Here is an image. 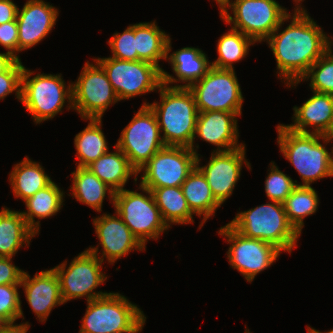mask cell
Masks as SVG:
<instances>
[{
	"label": "cell",
	"mask_w": 333,
	"mask_h": 333,
	"mask_svg": "<svg viewBox=\"0 0 333 333\" xmlns=\"http://www.w3.org/2000/svg\"><path fill=\"white\" fill-rule=\"evenodd\" d=\"M293 12L288 13L265 40L275 57L277 76L283 79L284 84L300 81L309 68L333 46V40L305 8H294ZM289 19L290 24L281 32L282 24L287 20L289 22Z\"/></svg>",
	"instance_id": "cell-1"
},
{
	"label": "cell",
	"mask_w": 333,
	"mask_h": 333,
	"mask_svg": "<svg viewBox=\"0 0 333 333\" xmlns=\"http://www.w3.org/2000/svg\"><path fill=\"white\" fill-rule=\"evenodd\" d=\"M276 129L280 152L300 174L303 182L300 186H311L318 179L333 177V147L331 152L326 147L333 137L296 132L285 124H279Z\"/></svg>",
	"instance_id": "cell-2"
},
{
	"label": "cell",
	"mask_w": 333,
	"mask_h": 333,
	"mask_svg": "<svg viewBox=\"0 0 333 333\" xmlns=\"http://www.w3.org/2000/svg\"><path fill=\"white\" fill-rule=\"evenodd\" d=\"M160 102L147 103L155 113L162 140L166 146L191 147L199 111L192 92L185 87L162 85L159 90Z\"/></svg>",
	"instance_id": "cell-3"
},
{
	"label": "cell",
	"mask_w": 333,
	"mask_h": 333,
	"mask_svg": "<svg viewBox=\"0 0 333 333\" xmlns=\"http://www.w3.org/2000/svg\"><path fill=\"white\" fill-rule=\"evenodd\" d=\"M228 224L244 237L272 244L281 252L291 253L301 236L289 223L283 204L275 201L239 212Z\"/></svg>",
	"instance_id": "cell-4"
},
{
	"label": "cell",
	"mask_w": 333,
	"mask_h": 333,
	"mask_svg": "<svg viewBox=\"0 0 333 333\" xmlns=\"http://www.w3.org/2000/svg\"><path fill=\"white\" fill-rule=\"evenodd\" d=\"M146 317L137 305L120 293L87 301L79 333H140Z\"/></svg>",
	"instance_id": "cell-5"
},
{
	"label": "cell",
	"mask_w": 333,
	"mask_h": 333,
	"mask_svg": "<svg viewBox=\"0 0 333 333\" xmlns=\"http://www.w3.org/2000/svg\"><path fill=\"white\" fill-rule=\"evenodd\" d=\"M35 73L24 66L22 73L21 102L31 114L35 124L54 118L62 113V108L68 102L72 107V83L68 86L60 74ZM66 100V101H65Z\"/></svg>",
	"instance_id": "cell-6"
},
{
	"label": "cell",
	"mask_w": 333,
	"mask_h": 333,
	"mask_svg": "<svg viewBox=\"0 0 333 333\" xmlns=\"http://www.w3.org/2000/svg\"><path fill=\"white\" fill-rule=\"evenodd\" d=\"M287 11L276 0H229L219 12L226 24L261 43L279 26Z\"/></svg>",
	"instance_id": "cell-7"
},
{
	"label": "cell",
	"mask_w": 333,
	"mask_h": 333,
	"mask_svg": "<svg viewBox=\"0 0 333 333\" xmlns=\"http://www.w3.org/2000/svg\"><path fill=\"white\" fill-rule=\"evenodd\" d=\"M138 189L142 190V193L126 188L115 192L113 207L132 234L146 248L148 240H158L161 233L169 227L162 219L152 191L140 185Z\"/></svg>",
	"instance_id": "cell-8"
},
{
	"label": "cell",
	"mask_w": 333,
	"mask_h": 333,
	"mask_svg": "<svg viewBox=\"0 0 333 333\" xmlns=\"http://www.w3.org/2000/svg\"><path fill=\"white\" fill-rule=\"evenodd\" d=\"M199 112L222 111L242 115L243 95L235 70L211 66L206 75L191 84Z\"/></svg>",
	"instance_id": "cell-9"
},
{
	"label": "cell",
	"mask_w": 333,
	"mask_h": 333,
	"mask_svg": "<svg viewBox=\"0 0 333 333\" xmlns=\"http://www.w3.org/2000/svg\"><path fill=\"white\" fill-rule=\"evenodd\" d=\"M105 71L119 101L159 90L162 70L145 61H124L112 57L93 58Z\"/></svg>",
	"instance_id": "cell-10"
},
{
	"label": "cell",
	"mask_w": 333,
	"mask_h": 333,
	"mask_svg": "<svg viewBox=\"0 0 333 333\" xmlns=\"http://www.w3.org/2000/svg\"><path fill=\"white\" fill-rule=\"evenodd\" d=\"M102 261L87 249L79 253L78 256L67 266V261L53 267L59 283L61 297L64 303L73 299L86 298L91 301L105 296L108 292L94 291L103 284L107 277L101 270Z\"/></svg>",
	"instance_id": "cell-11"
},
{
	"label": "cell",
	"mask_w": 333,
	"mask_h": 333,
	"mask_svg": "<svg viewBox=\"0 0 333 333\" xmlns=\"http://www.w3.org/2000/svg\"><path fill=\"white\" fill-rule=\"evenodd\" d=\"M85 62L72 82V107L81 119H102L109 106L119 101L105 71L95 61Z\"/></svg>",
	"instance_id": "cell-12"
},
{
	"label": "cell",
	"mask_w": 333,
	"mask_h": 333,
	"mask_svg": "<svg viewBox=\"0 0 333 333\" xmlns=\"http://www.w3.org/2000/svg\"><path fill=\"white\" fill-rule=\"evenodd\" d=\"M161 136L155 113L149 106H141L129 124L123 128L116 146L138 172L166 146Z\"/></svg>",
	"instance_id": "cell-13"
},
{
	"label": "cell",
	"mask_w": 333,
	"mask_h": 333,
	"mask_svg": "<svg viewBox=\"0 0 333 333\" xmlns=\"http://www.w3.org/2000/svg\"><path fill=\"white\" fill-rule=\"evenodd\" d=\"M197 155L189 147L165 146L139 171L144 188L181 187L196 167ZM142 172V173H140Z\"/></svg>",
	"instance_id": "cell-14"
},
{
	"label": "cell",
	"mask_w": 333,
	"mask_h": 333,
	"mask_svg": "<svg viewBox=\"0 0 333 333\" xmlns=\"http://www.w3.org/2000/svg\"><path fill=\"white\" fill-rule=\"evenodd\" d=\"M218 235L227 238L230 244L226 256L230 266L250 283L257 274L271 267L282 253L272 244L244 237L228 223L220 227Z\"/></svg>",
	"instance_id": "cell-15"
},
{
	"label": "cell",
	"mask_w": 333,
	"mask_h": 333,
	"mask_svg": "<svg viewBox=\"0 0 333 333\" xmlns=\"http://www.w3.org/2000/svg\"><path fill=\"white\" fill-rule=\"evenodd\" d=\"M246 145L227 152H211L208 163L200 166V154L196 166L207 179L215 200L222 205L232 194L241 176L242 165L251 171L250 162L246 160Z\"/></svg>",
	"instance_id": "cell-16"
},
{
	"label": "cell",
	"mask_w": 333,
	"mask_h": 333,
	"mask_svg": "<svg viewBox=\"0 0 333 333\" xmlns=\"http://www.w3.org/2000/svg\"><path fill=\"white\" fill-rule=\"evenodd\" d=\"M92 222L100 243L97 247L91 246L87 250L102 262L106 259L112 265L131 251H146L116 211L115 215L103 213L102 216L95 217ZM100 245L101 256L98 254Z\"/></svg>",
	"instance_id": "cell-17"
},
{
	"label": "cell",
	"mask_w": 333,
	"mask_h": 333,
	"mask_svg": "<svg viewBox=\"0 0 333 333\" xmlns=\"http://www.w3.org/2000/svg\"><path fill=\"white\" fill-rule=\"evenodd\" d=\"M58 8L44 0H27L18 8V53L41 42L56 25Z\"/></svg>",
	"instance_id": "cell-18"
},
{
	"label": "cell",
	"mask_w": 333,
	"mask_h": 333,
	"mask_svg": "<svg viewBox=\"0 0 333 333\" xmlns=\"http://www.w3.org/2000/svg\"><path fill=\"white\" fill-rule=\"evenodd\" d=\"M238 116L240 115L237 113L222 111L199 112L194 142L190 148L198 155L199 145H195L196 137L217 146L213 152H227L242 147L245 144L238 142L239 132L236 118Z\"/></svg>",
	"instance_id": "cell-19"
},
{
	"label": "cell",
	"mask_w": 333,
	"mask_h": 333,
	"mask_svg": "<svg viewBox=\"0 0 333 333\" xmlns=\"http://www.w3.org/2000/svg\"><path fill=\"white\" fill-rule=\"evenodd\" d=\"M20 285L28 305L41 323L47 320L53 308L64 304L59 278L53 268L40 271L33 278L24 271Z\"/></svg>",
	"instance_id": "cell-20"
},
{
	"label": "cell",
	"mask_w": 333,
	"mask_h": 333,
	"mask_svg": "<svg viewBox=\"0 0 333 333\" xmlns=\"http://www.w3.org/2000/svg\"><path fill=\"white\" fill-rule=\"evenodd\" d=\"M312 93V97L307 99L302 106L293 107L292 120L294 123L285 126L300 133L333 137V95L315 91Z\"/></svg>",
	"instance_id": "cell-21"
},
{
	"label": "cell",
	"mask_w": 333,
	"mask_h": 333,
	"mask_svg": "<svg viewBox=\"0 0 333 333\" xmlns=\"http://www.w3.org/2000/svg\"><path fill=\"white\" fill-rule=\"evenodd\" d=\"M171 38L167 42L166 61L171 64L174 76L170 75L164 69L162 70L163 84L170 87L188 88L191 84L204 77L211 67L207 55L199 48L183 47L177 51L171 52ZM170 54V55H169ZM178 78V79H177ZM181 82L184 85H174L173 83Z\"/></svg>",
	"instance_id": "cell-22"
},
{
	"label": "cell",
	"mask_w": 333,
	"mask_h": 333,
	"mask_svg": "<svg viewBox=\"0 0 333 333\" xmlns=\"http://www.w3.org/2000/svg\"><path fill=\"white\" fill-rule=\"evenodd\" d=\"M115 152H106L88 166L91 172L114 192L124 189L130 177L135 176L137 182L138 172L130 165L127 156L114 145Z\"/></svg>",
	"instance_id": "cell-23"
},
{
	"label": "cell",
	"mask_w": 333,
	"mask_h": 333,
	"mask_svg": "<svg viewBox=\"0 0 333 333\" xmlns=\"http://www.w3.org/2000/svg\"><path fill=\"white\" fill-rule=\"evenodd\" d=\"M37 234L27 225L21 211L2 207L0 210V257L16 255L20 248L29 247Z\"/></svg>",
	"instance_id": "cell-24"
},
{
	"label": "cell",
	"mask_w": 333,
	"mask_h": 333,
	"mask_svg": "<svg viewBox=\"0 0 333 333\" xmlns=\"http://www.w3.org/2000/svg\"><path fill=\"white\" fill-rule=\"evenodd\" d=\"M181 188L191 211L199 217L203 216L200 230L221 205L215 200L206 177L197 166L190 172Z\"/></svg>",
	"instance_id": "cell-25"
},
{
	"label": "cell",
	"mask_w": 333,
	"mask_h": 333,
	"mask_svg": "<svg viewBox=\"0 0 333 333\" xmlns=\"http://www.w3.org/2000/svg\"><path fill=\"white\" fill-rule=\"evenodd\" d=\"M71 177L73 179H71L70 189L72 197H75L76 201L89 206L98 213L102 211L106 194H109L110 203L114 204L115 192L94 175L88 167H76L75 171L71 173Z\"/></svg>",
	"instance_id": "cell-26"
},
{
	"label": "cell",
	"mask_w": 333,
	"mask_h": 333,
	"mask_svg": "<svg viewBox=\"0 0 333 333\" xmlns=\"http://www.w3.org/2000/svg\"><path fill=\"white\" fill-rule=\"evenodd\" d=\"M64 197V191L52 181L48 186L24 200L27 211H21V214L27 225L38 234L41 225L38 220L56 215L64 204ZM35 218L38 220L35 221Z\"/></svg>",
	"instance_id": "cell-27"
},
{
	"label": "cell",
	"mask_w": 333,
	"mask_h": 333,
	"mask_svg": "<svg viewBox=\"0 0 333 333\" xmlns=\"http://www.w3.org/2000/svg\"><path fill=\"white\" fill-rule=\"evenodd\" d=\"M8 178L15 198L23 201L53 181L39 162L27 156L14 165Z\"/></svg>",
	"instance_id": "cell-28"
},
{
	"label": "cell",
	"mask_w": 333,
	"mask_h": 333,
	"mask_svg": "<svg viewBox=\"0 0 333 333\" xmlns=\"http://www.w3.org/2000/svg\"><path fill=\"white\" fill-rule=\"evenodd\" d=\"M170 36L157 26L155 21L135 24V44L137 60L158 66L160 60H166L167 42Z\"/></svg>",
	"instance_id": "cell-29"
},
{
	"label": "cell",
	"mask_w": 333,
	"mask_h": 333,
	"mask_svg": "<svg viewBox=\"0 0 333 333\" xmlns=\"http://www.w3.org/2000/svg\"><path fill=\"white\" fill-rule=\"evenodd\" d=\"M152 191L163 221L170 228L171 224L194 223L195 215L188 206L181 187L147 188Z\"/></svg>",
	"instance_id": "cell-30"
},
{
	"label": "cell",
	"mask_w": 333,
	"mask_h": 333,
	"mask_svg": "<svg viewBox=\"0 0 333 333\" xmlns=\"http://www.w3.org/2000/svg\"><path fill=\"white\" fill-rule=\"evenodd\" d=\"M84 130L76 134L74 146L76 148L77 167H88L100 156L108 152V142L101 129L102 119H88Z\"/></svg>",
	"instance_id": "cell-31"
},
{
	"label": "cell",
	"mask_w": 333,
	"mask_h": 333,
	"mask_svg": "<svg viewBox=\"0 0 333 333\" xmlns=\"http://www.w3.org/2000/svg\"><path fill=\"white\" fill-rule=\"evenodd\" d=\"M319 202L317 191L312 186H297L282 203L289 223L300 235L304 218L316 213Z\"/></svg>",
	"instance_id": "cell-32"
},
{
	"label": "cell",
	"mask_w": 333,
	"mask_h": 333,
	"mask_svg": "<svg viewBox=\"0 0 333 333\" xmlns=\"http://www.w3.org/2000/svg\"><path fill=\"white\" fill-rule=\"evenodd\" d=\"M255 42L241 31L230 28L218 39V58L211 66L219 69H233V62H239L249 53V47Z\"/></svg>",
	"instance_id": "cell-33"
},
{
	"label": "cell",
	"mask_w": 333,
	"mask_h": 333,
	"mask_svg": "<svg viewBox=\"0 0 333 333\" xmlns=\"http://www.w3.org/2000/svg\"><path fill=\"white\" fill-rule=\"evenodd\" d=\"M332 46L309 68L300 81L286 84L297 86L302 81L310 80V88L318 93L333 95V54Z\"/></svg>",
	"instance_id": "cell-34"
},
{
	"label": "cell",
	"mask_w": 333,
	"mask_h": 333,
	"mask_svg": "<svg viewBox=\"0 0 333 333\" xmlns=\"http://www.w3.org/2000/svg\"><path fill=\"white\" fill-rule=\"evenodd\" d=\"M270 170L265 180V193L270 201L283 203L284 200L300 183L284 174L275 162L270 163Z\"/></svg>",
	"instance_id": "cell-35"
},
{
	"label": "cell",
	"mask_w": 333,
	"mask_h": 333,
	"mask_svg": "<svg viewBox=\"0 0 333 333\" xmlns=\"http://www.w3.org/2000/svg\"><path fill=\"white\" fill-rule=\"evenodd\" d=\"M18 287L21 285H0V320L4 324H15L20 318L24 320Z\"/></svg>",
	"instance_id": "cell-36"
},
{
	"label": "cell",
	"mask_w": 333,
	"mask_h": 333,
	"mask_svg": "<svg viewBox=\"0 0 333 333\" xmlns=\"http://www.w3.org/2000/svg\"><path fill=\"white\" fill-rule=\"evenodd\" d=\"M108 43L112 52V58L124 61H137L135 24L127 26L122 33H114Z\"/></svg>",
	"instance_id": "cell-37"
},
{
	"label": "cell",
	"mask_w": 333,
	"mask_h": 333,
	"mask_svg": "<svg viewBox=\"0 0 333 333\" xmlns=\"http://www.w3.org/2000/svg\"><path fill=\"white\" fill-rule=\"evenodd\" d=\"M23 70L24 66L19 59L6 72L0 74V100L15 92L16 98L21 102Z\"/></svg>",
	"instance_id": "cell-38"
},
{
	"label": "cell",
	"mask_w": 333,
	"mask_h": 333,
	"mask_svg": "<svg viewBox=\"0 0 333 333\" xmlns=\"http://www.w3.org/2000/svg\"><path fill=\"white\" fill-rule=\"evenodd\" d=\"M0 45L8 52L15 56L18 60V25L17 21H9L0 24Z\"/></svg>",
	"instance_id": "cell-39"
},
{
	"label": "cell",
	"mask_w": 333,
	"mask_h": 333,
	"mask_svg": "<svg viewBox=\"0 0 333 333\" xmlns=\"http://www.w3.org/2000/svg\"><path fill=\"white\" fill-rule=\"evenodd\" d=\"M24 270L12 263L10 257H0V285L21 284Z\"/></svg>",
	"instance_id": "cell-40"
},
{
	"label": "cell",
	"mask_w": 333,
	"mask_h": 333,
	"mask_svg": "<svg viewBox=\"0 0 333 333\" xmlns=\"http://www.w3.org/2000/svg\"><path fill=\"white\" fill-rule=\"evenodd\" d=\"M18 8L12 0H0V24L16 20Z\"/></svg>",
	"instance_id": "cell-41"
},
{
	"label": "cell",
	"mask_w": 333,
	"mask_h": 333,
	"mask_svg": "<svg viewBox=\"0 0 333 333\" xmlns=\"http://www.w3.org/2000/svg\"><path fill=\"white\" fill-rule=\"evenodd\" d=\"M30 328V324L23 322L20 324H4L0 328V333H27Z\"/></svg>",
	"instance_id": "cell-42"
},
{
	"label": "cell",
	"mask_w": 333,
	"mask_h": 333,
	"mask_svg": "<svg viewBox=\"0 0 333 333\" xmlns=\"http://www.w3.org/2000/svg\"><path fill=\"white\" fill-rule=\"evenodd\" d=\"M18 59L10 52L0 53V74L6 72Z\"/></svg>",
	"instance_id": "cell-43"
},
{
	"label": "cell",
	"mask_w": 333,
	"mask_h": 333,
	"mask_svg": "<svg viewBox=\"0 0 333 333\" xmlns=\"http://www.w3.org/2000/svg\"><path fill=\"white\" fill-rule=\"evenodd\" d=\"M214 1H216V3L218 4L220 10L227 2H229V0H214Z\"/></svg>",
	"instance_id": "cell-44"
},
{
	"label": "cell",
	"mask_w": 333,
	"mask_h": 333,
	"mask_svg": "<svg viewBox=\"0 0 333 333\" xmlns=\"http://www.w3.org/2000/svg\"><path fill=\"white\" fill-rule=\"evenodd\" d=\"M296 4H295V8H304V6H302V2L304 0H293ZM302 6V7H301Z\"/></svg>",
	"instance_id": "cell-45"
},
{
	"label": "cell",
	"mask_w": 333,
	"mask_h": 333,
	"mask_svg": "<svg viewBox=\"0 0 333 333\" xmlns=\"http://www.w3.org/2000/svg\"><path fill=\"white\" fill-rule=\"evenodd\" d=\"M306 328H307L308 333H319L318 330H316L315 328L310 327L309 325L306 326Z\"/></svg>",
	"instance_id": "cell-46"
},
{
	"label": "cell",
	"mask_w": 333,
	"mask_h": 333,
	"mask_svg": "<svg viewBox=\"0 0 333 333\" xmlns=\"http://www.w3.org/2000/svg\"><path fill=\"white\" fill-rule=\"evenodd\" d=\"M319 333H333V329L332 330H330V331H328V332H320V331H318Z\"/></svg>",
	"instance_id": "cell-47"
},
{
	"label": "cell",
	"mask_w": 333,
	"mask_h": 333,
	"mask_svg": "<svg viewBox=\"0 0 333 333\" xmlns=\"http://www.w3.org/2000/svg\"><path fill=\"white\" fill-rule=\"evenodd\" d=\"M4 325V323L0 320V328Z\"/></svg>",
	"instance_id": "cell-48"
}]
</instances>
